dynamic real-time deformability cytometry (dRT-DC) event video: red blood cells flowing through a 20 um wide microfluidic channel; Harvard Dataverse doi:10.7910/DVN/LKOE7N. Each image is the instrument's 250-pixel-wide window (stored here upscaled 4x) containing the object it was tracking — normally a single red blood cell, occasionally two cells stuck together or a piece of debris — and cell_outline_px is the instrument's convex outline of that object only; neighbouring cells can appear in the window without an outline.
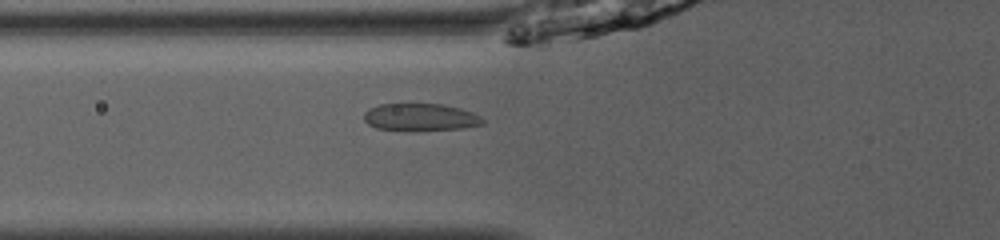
{"species": "common noctule bat (a hibernating species)", "species_latin": "Nyctalus noctula", "temperature_condition": "room temperature", "stored_images_in_passage": 38, "camera_frame_rate_fps": 3000, "um_per_image_px": 0.085, "animal": {"sex": "male", "body_mass_g": 13.0, "forearm_length_mm": 53.1}, "frame": {"image": 1, "passage_image": 7, "time_ms": 2.0, "image_size_px": [1000, 240], "cell_outline_px": [[484, 124], [464, 128], [408, 132], [376, 128], [368, 124], [364, 120], [364, 112], [368, 108], [380, 104], [444, 104], [460, 108], [472, 112], [480, 116], [484, 120]], "centroid_in_image_um": [35.72, 9.98], "position_along_channel_um": 90.1, "area_um2": 19.42}}
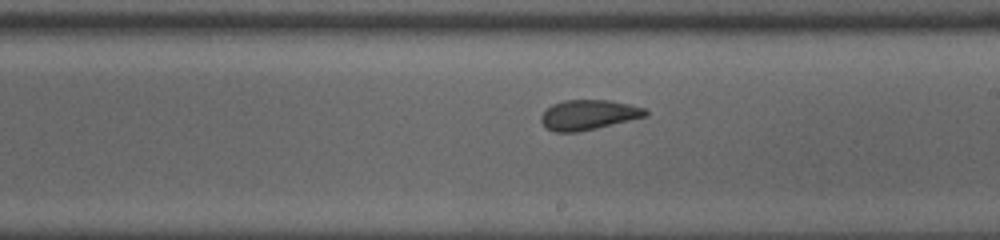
{"frame": {"image": 2, "passage_image": 18, "time_ms": 5.667, "image_size_px": [1000, 240], "cell_outline_px": [[648, 116], [596, 128], [576, 132], [556, 132], [548, 128], [540, 120], [540, 116], [552, 104], [564, 100], [608, 100], [628, 104], [644, 108], [648, 112]], "centroid_in_image_um": [50.03, 9.75], "position_along_channel_um": 239.0, "area_um2": 18.03}}
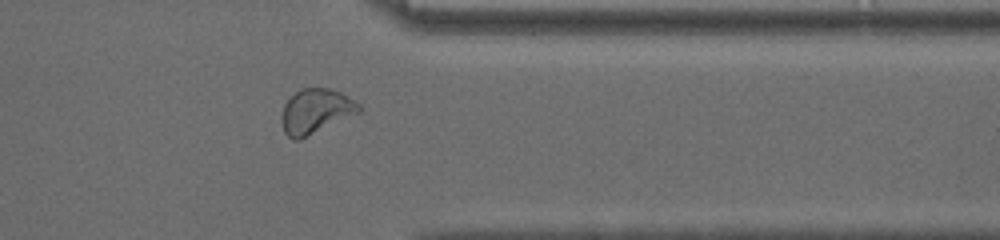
{"frame": {"image": 3, "passage_image": 29, "time_ms": 9.333, "image_size_px": [1000, 240], "cell_outline_px": [[364, 108], [360, 112], [300, 140], [292, 140], [284, 132], [280, 120], [284, 104], [300, 88], [328, 88], [340, 92], [360, 104]], "centroid_in_image_um": [26.83, 9.47], "position_along_channel_um": 384.6, "area_um2": 20.23}, "authors_computed_cell_mechanics": {"area_um2": 19.1607, "velocity_mm_per_s": 4.0514, "shape_relaxation_time_tau1_ms": 4.5541, "shape_relaxation_time_tau2_ms": 1.0139, "deformation_change_tau1": 0.0978, "deformation_change_tau2": 0.0618}}